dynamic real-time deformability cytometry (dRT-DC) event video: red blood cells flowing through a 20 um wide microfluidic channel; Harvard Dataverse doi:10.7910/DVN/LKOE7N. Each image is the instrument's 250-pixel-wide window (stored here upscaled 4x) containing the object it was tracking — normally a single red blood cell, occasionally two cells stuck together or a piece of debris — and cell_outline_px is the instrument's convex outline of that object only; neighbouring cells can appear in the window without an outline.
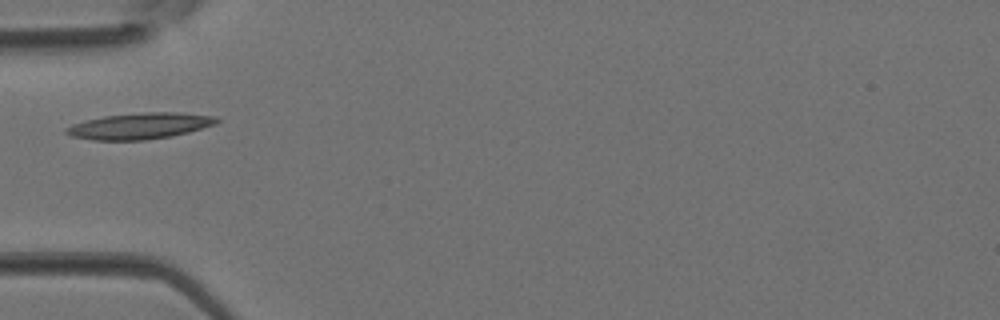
{"species": "Egyptian fruit bat (a non-hibernating species)", "species_latin": "Rousettus aegyptiacus", "temperature_condition": "room temperature", "stored_images_in_passage": 1, "camera_frame_rate_fps": 3000, "um_per_image_px": 0.085, "animal": {"sex": "female"}, "frame": {"image": 1, "passage_image": 1, "time_ms": 0.0, "image_size_px": [1000, 320], "cell_outline_px": [[220, 120], [216, 124], [188, 132], [172, 136], [144, 140], [92, 140], [72, 136], [64, 132], [64, 128], [72, 124], [84, 120], [104, 116], [144, 112], [176, 112], [216, 116]], "centroid_in_image_um": [11.86, 10.7], "position_along_channel_um": 73.1, "area_um2": 23.0}}